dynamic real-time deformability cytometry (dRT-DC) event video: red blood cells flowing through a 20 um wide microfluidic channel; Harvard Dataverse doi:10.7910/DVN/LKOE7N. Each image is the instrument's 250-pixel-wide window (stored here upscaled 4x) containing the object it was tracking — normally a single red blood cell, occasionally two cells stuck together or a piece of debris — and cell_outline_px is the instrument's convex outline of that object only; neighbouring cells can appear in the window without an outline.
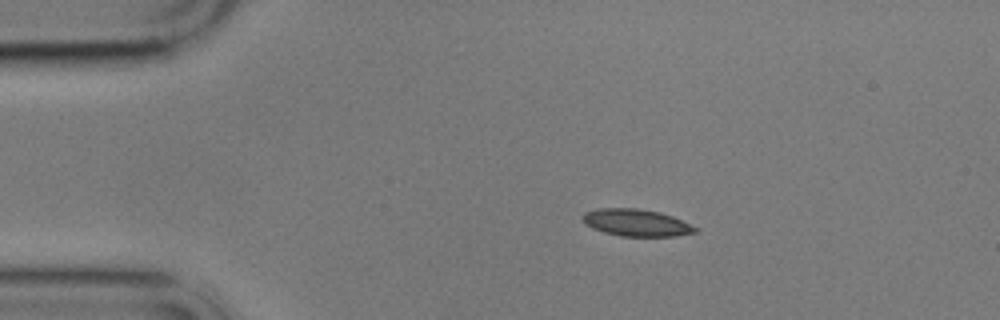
{"species": "common noctule bat (a hibernating species)", "species_latin": "Nyctalus noctula", "temperature_condition": "cold", "stored_images_in_passage": 4, "segment_of_instrument_passage": [1, 2], "camera_frame_rate_fps": 3000, "um_per_image_px": 0.085, "animal": {"sex": "male", "body_mass_g": 17.9}, "frame": {"image": 1, "passage_image": 2, "time_ms": 1.333, "image_size_px": [1000, 320], "cell_outline_px": [[700, 228], [696, 232], [676, 236], [620, 236], [604, 232], [592, 228], [584, 224], [584, 212], [596, 208], [636, 208], [660, 212], [672, 216]], "centroid_in_image_um": [54.1, 18.93], "position_along_channel_um": 30.9, "area_um2": 17.8}}